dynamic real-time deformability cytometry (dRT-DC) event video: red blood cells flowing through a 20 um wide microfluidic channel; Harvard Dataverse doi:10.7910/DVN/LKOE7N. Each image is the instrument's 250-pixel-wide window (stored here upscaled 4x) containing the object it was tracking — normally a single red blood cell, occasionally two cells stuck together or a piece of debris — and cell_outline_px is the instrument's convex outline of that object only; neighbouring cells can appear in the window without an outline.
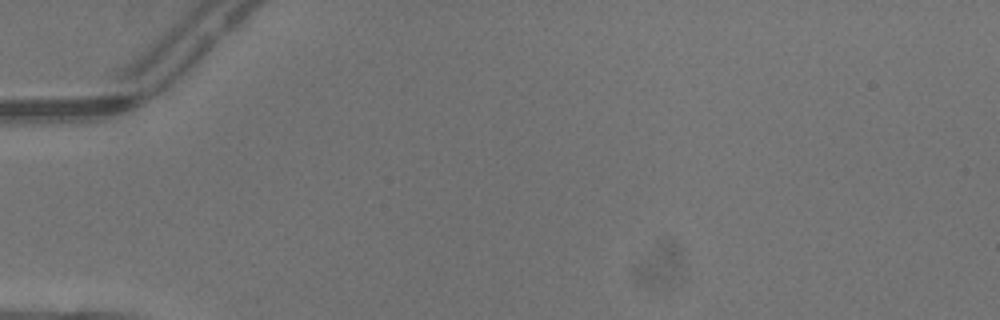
{"species": "common noctule bat (a hibernating species)", "species_latin": "Nyctalus noctula", "temperature_condition": "warm", "stored_images_in_passage": 1, "camera_frame_rate_fps": 3000, "um_per_image_px": 0.085, "animal": {"sex": "male", "body_mass_g": 13.3}, "frame": {"image": 1, "passage_image": 1, "time_ms": 0.0, "image_size_px": [1000, 320], "cell_outline_px": [[208, 44], [200, 84], [196, 88], [168, 108], [164, 88], [164, 80], [204, 40], [208, 40]], "centroid_in_image_um": [15.81, 6.41], "position_along_channel_um": 69.2, "area_um2": 10.35}}